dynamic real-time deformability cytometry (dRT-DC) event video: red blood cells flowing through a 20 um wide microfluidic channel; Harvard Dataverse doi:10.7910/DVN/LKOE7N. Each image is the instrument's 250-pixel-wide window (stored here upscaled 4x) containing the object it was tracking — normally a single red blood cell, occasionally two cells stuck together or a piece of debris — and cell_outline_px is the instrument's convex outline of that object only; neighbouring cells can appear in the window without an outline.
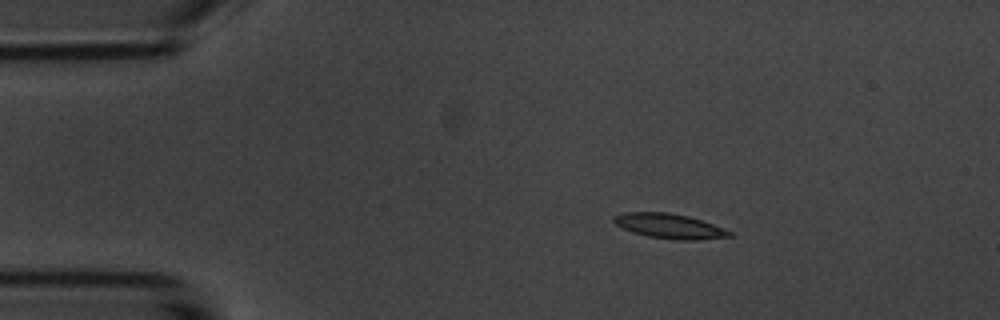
{"species": "common noctule bat (a hibernating species)", "species_latin": "Nyctalus noctula", "temperature_condition": "room temperature", "stored_images_in_passage": 3, "camera_frame_rate_fps": 3000, "um_per_image_px": 0.085, "animal": {"sex": "male", "body_mass_g": 20.1, "forearm_length_mm": 53.5}, "frame": {"image": 1, "passage_image": 2, "time_ms": 1.333, "image_size_px": [1000, 320], "cell_outline_px": [[732, 236], [696, 240], [676, 240], [648, 236], [632, 232], [616, 224], [612, 220], [612, 216], [624, 212], [668, 212], [688, 216], [724, 228], [732, 232]], "centroid_in_image_um": [56.88, 19.21], "position_along_channel_um": 28.1, "area_um2": 16.65}}